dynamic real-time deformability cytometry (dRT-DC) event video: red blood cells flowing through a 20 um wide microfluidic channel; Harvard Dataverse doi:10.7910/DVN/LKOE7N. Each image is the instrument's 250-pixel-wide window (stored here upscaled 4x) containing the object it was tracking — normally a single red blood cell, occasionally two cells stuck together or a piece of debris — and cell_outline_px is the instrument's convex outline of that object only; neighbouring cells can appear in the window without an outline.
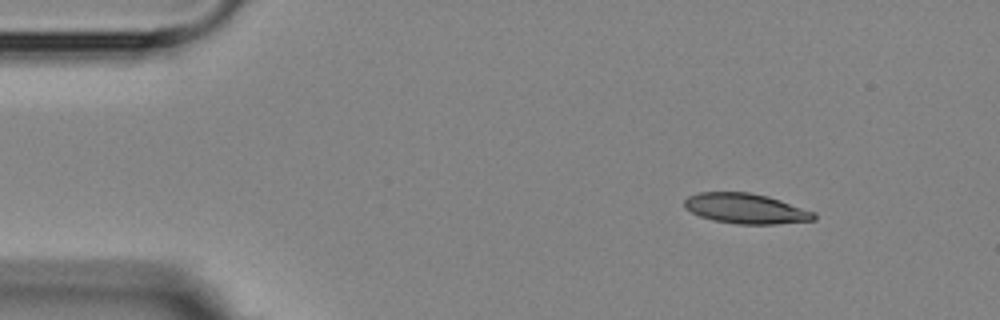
{"species": "Egyptian fruit bat (a non-hibernating species)", "species_latin": "Rousettus aegyptiacus", "temperature_condition": "room temperature", "stored_images_in_passage": 3, "camera_frame_rate_fps": 3000, "um_per_image_px": 0.085, "animal": {"sex": "female"}, "frame": {"image": 1, "passage_image": 1, "time_ms": 0.0, "image_size_px": [1000, 320], "cell_outline_px": [[816, 220], [776, 224], [736, 224], [712, 220], [700, 216], [684, 208], [684, 200], [688, 196], [700, 192], [748, 192], [768, 196], [816, 212]], "centroid_in_image_um": [63.4, 17.73], "position_along_channel_um": 21.6, "area_um2": 22.89}}